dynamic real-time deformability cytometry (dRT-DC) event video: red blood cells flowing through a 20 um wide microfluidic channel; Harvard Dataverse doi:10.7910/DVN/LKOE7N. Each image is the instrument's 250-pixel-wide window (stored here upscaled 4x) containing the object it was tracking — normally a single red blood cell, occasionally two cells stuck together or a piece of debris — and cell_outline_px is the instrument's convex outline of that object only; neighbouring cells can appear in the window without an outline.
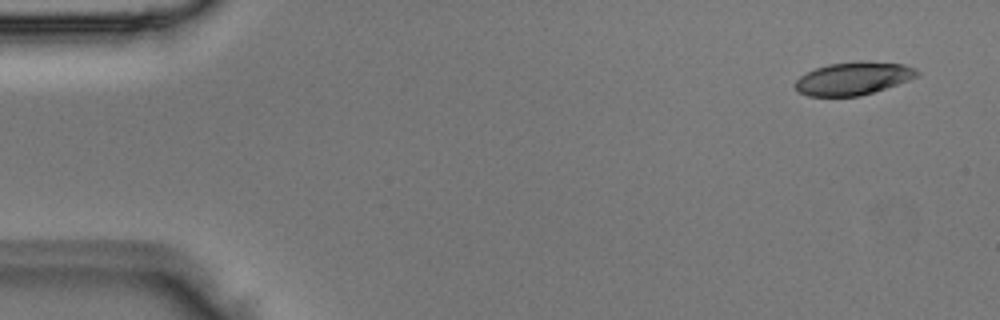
{"species": "Egyptian fruit bat (a non-hibernating species)", "species_latin": "Rousettus aegyptiacus", "temperature_condition": "room temperature", "stored_images_in_passage": 3, "segment_of_instrument_passage": [1, 2], "camera_frame_rate_fps": 3000, "um_per_image_px": 0.085, "animal": {"sex": "male"}, "frame": {"image": 1, "passage_image": 1, "time_ms": 0.0, "image_size_px": [1000, 320], "cell_outline_px": [[920, 72], [916, 76], [908, 80], [860, 96], [808, 96], [796, 92], [792, 84], [800, 76], [816, 68], [828, 64], [860, 60], [904, 64], [916, 68]], "centroid_in_image_um": [72.48, 6.66], "position_along_channel_um": 12.5, "area_um2": 23.47}}